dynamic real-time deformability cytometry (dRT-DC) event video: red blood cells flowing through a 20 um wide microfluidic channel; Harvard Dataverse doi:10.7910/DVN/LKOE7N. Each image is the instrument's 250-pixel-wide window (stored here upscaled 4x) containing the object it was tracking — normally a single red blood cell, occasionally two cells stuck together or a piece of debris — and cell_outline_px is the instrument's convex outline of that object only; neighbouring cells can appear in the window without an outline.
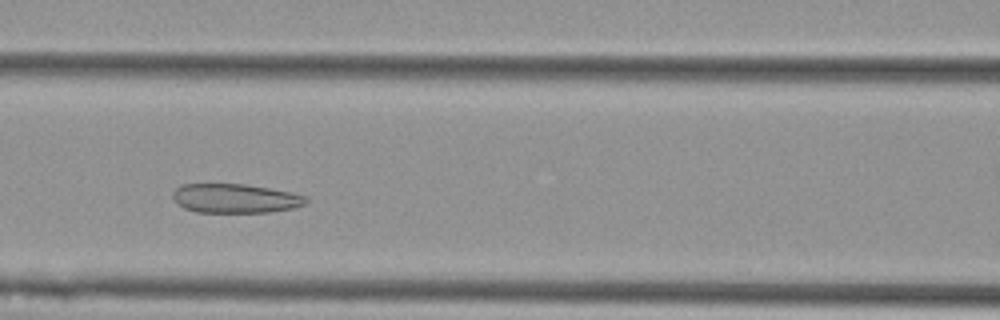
{"species": "Egyptian fruit bat (a non-hibernating species)", "species_latin": "Rousettus aegyptiacus", "temperature_condition": "cold", "stored_images_in_passage": 51, "camera_frame_rate_fps": 3000, "um_per_image_px": 0.085, "animal": {"sex": "female"}, "frame": {"image": 1, "passage_image": 18, "time_ms": 5.667, "image_size_px": [1000, 320], "cell_outline_px": [[308, 200], [304, 204], [292, 208], [268, 212], [196, 212], [184, 208], [172, 196], [172, 192], [176, 188], [184, 184], [244, 184], [268, 188], [288, 192], [304, 196]], "centroid_in_image_um": [19.96, 16.86], "position_along_channel_um": 146.6, "area_um2": 22.25}}
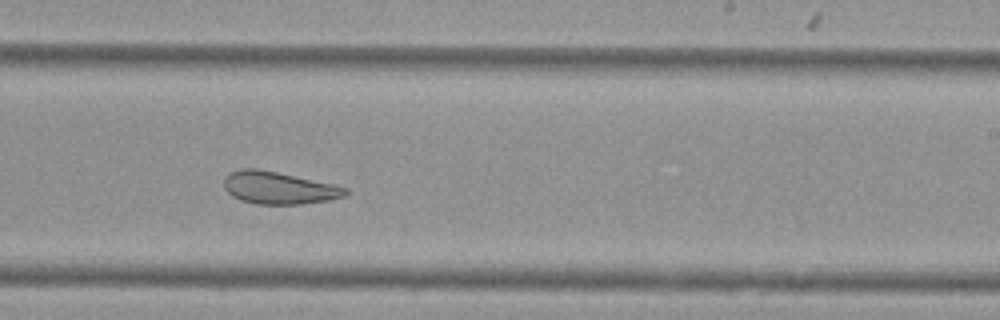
{"frame": {"image": 2, "passage_image": 28, "time_ms": 9.0, "image_size_px": [1000, 320], "cell_outline_px": [[348, 192], [344, 196], [328, 200], [300, 204], [256, 204], [240, 200], [232, 196], [224, 188], [224, 180], [228, 172], [240, 168], [256, 168], [276, 172], [332, 184], [348, 188]], "centroid_in_image_um": [23.64, 15.97], "position_along_channel_um": 265.4, "area_um2": 22.77}}
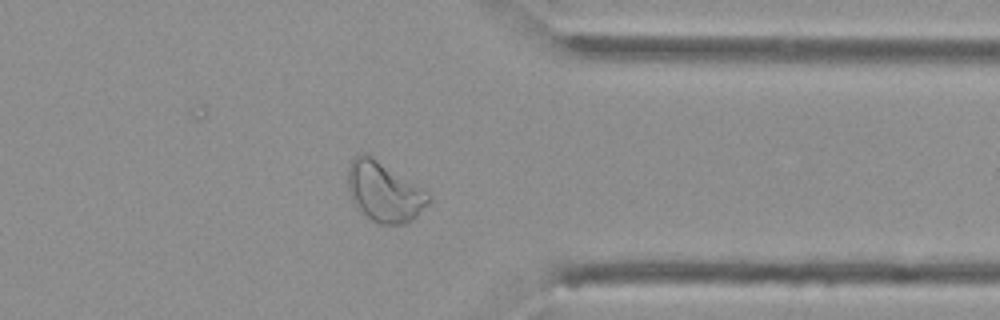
{"frame": {"image": 3, "passage_image": 38, "time_ms": 12.333, "image_size_px": [1000, 320], "cell_outline_px": [[432, 200], [408, 224], [380, 224], [372, 220], [352, 200], [348, 192], [348, 168], [352, 156], [360, 152], [364, 152], [372, 156], [428, 192], [432, 196]], "centroid_in_image_um": [32.66, 16.28], "position_along_channel_um": 378.7, "area_um2": 28.03}, "authors_computed_cell_mechanics": {"area_um2": 27.8018, "velocity_mm_per_s": 3.5828, "shape_relaxation_time_tau1_ms": null, "shape_relaxation_time_tau2_ms": 3.1452, "deformation_change_tau1": null, "deformation_change_tau2": 0.0644}}